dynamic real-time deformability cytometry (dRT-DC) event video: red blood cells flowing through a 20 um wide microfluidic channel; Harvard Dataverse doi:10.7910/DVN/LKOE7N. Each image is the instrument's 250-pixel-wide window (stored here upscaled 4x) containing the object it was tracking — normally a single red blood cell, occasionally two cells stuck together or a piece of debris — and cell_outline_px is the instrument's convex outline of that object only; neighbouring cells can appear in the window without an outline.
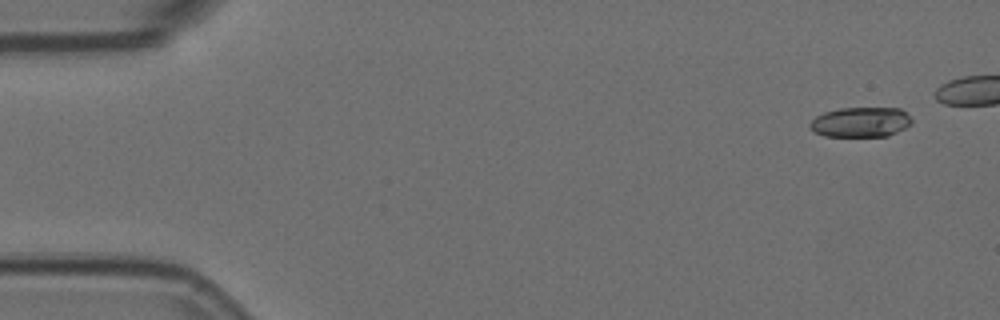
{"species": "Egyptian fruit bat (a non-hibernating species)", "species_latin": "Rousettus aegyptiacus", "temperature_condition": "room temperature", "stored_images_in_passage": 5, "camera_frame_rate_fps": 3000, "um_per_image_px": 0.085, "animal": {"sex": "female"}, "frame": {"image": 1, "passage_image": 1, "time_ms": 0.0, "image_size_px": [1000, 320], "cell_outline_px": [[912, 124], [888, 136], [824, 136], [808, 128], [808, 124], [816, 116], [824, 112], [840, 108], [900, 108], [912, 116]], "centroid_in_image_um": [73.17, 10.37], "position_along_channel_um": 11.8, "area_um2": 17.92}}
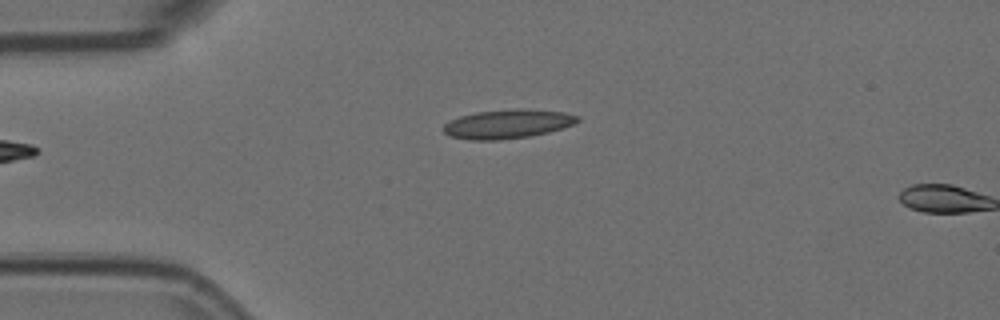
{"frame": {"image": 2, "passage_image": 5, "time_ms": 1.333, "image_size_px": [1000, 320], "cell_outline_px": [[580, 120], [564, 128], [548, 132], [528, 136], [500, 140], [468, 140], [448, 136], [444, 132], [444, 124], [460, 116], [476, 112], [512, 108], [524, 108], [564, 112], [580, 116]], "centroid_in_image_um": [43.15, 10.53], "position_along_channel_um": 41.8, "area_um2": 22.83}}